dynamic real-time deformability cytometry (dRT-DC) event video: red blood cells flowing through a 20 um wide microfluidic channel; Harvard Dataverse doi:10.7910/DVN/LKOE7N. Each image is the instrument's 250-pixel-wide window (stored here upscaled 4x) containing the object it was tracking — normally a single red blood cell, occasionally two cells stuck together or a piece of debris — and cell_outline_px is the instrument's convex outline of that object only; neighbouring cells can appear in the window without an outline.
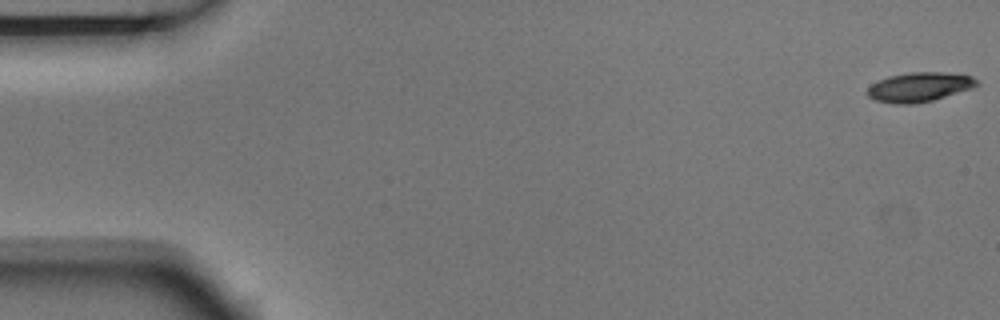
{"species": "Egyptian fruit bat (a non-hibernating species)", "species_latin": "Rousettus aegyptiacus", "temperature_condition": "room temperature", "stored_images_in_passage": 5, "camera_frame_rate_fps": 3000, "um_per_image_px": 0.085, "animal": {"sex": "male"}, "frame": {"image": 1, "passage_image": 1, "time_ms": 0.0, "image_size_px": [1000, 320], "cell_outline_px": [[980, 84], [972, 88], [932, 100], [912, 104], [896, 104], [876, 100], [868, 96], [864, 92], [872, 84], [888, 76], [908, 72], [948, 72], [972, 76]], "centroid_in_image_um": [78.13, 7.39], "position_along_channel_um": 6.9, "area_um2": 18.73}}
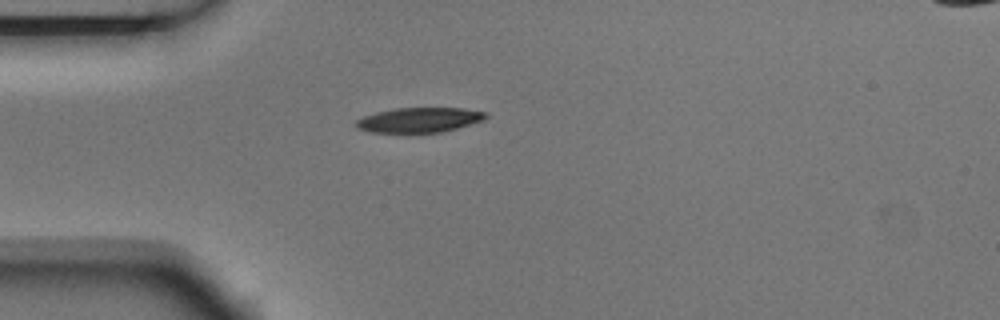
{"frame": {"image": 2, "passage_image": 5, "time_ms": 1.333, "image_size_px": [1000, 320], "cell_outline_px": [[488, 116], [484, 120], [456, 128], [440, 132], [372, 132], [356, 128], [356, 120], [364, 116], [376, 112], [396, 108], [464, 108], [488, 112]], "centroid_in_image_um": [35.66, 10.18], "position_along_channel_um": 49.3, "area_um2": 18.67}}